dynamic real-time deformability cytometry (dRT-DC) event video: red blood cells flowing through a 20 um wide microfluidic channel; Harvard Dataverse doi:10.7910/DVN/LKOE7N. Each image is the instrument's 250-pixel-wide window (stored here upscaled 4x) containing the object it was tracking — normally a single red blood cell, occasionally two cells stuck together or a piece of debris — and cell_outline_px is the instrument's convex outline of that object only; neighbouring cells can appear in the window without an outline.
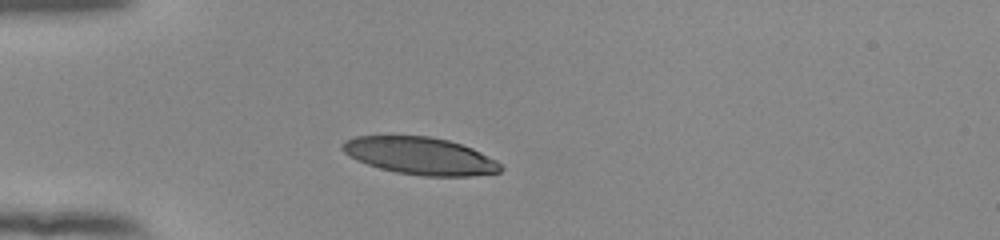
{"species": "human", "species_latin": "Homo sapiens", "temperature_condition": "room temperature", "stored_images_in_passage": 39, "camera_frame_rate_fps": 3000, "um_per_image_px": 0.085, "donor": {"sex": "female"}, "frame": {"image": 1, "passage_image": 1, "time_ms": 0.0, "image_size_px": [1000, 240], "cell_outline_px": [[504, 168], [500, 172], [472, 176], [424, 176], [396, 172], [380, 168], [356, 160], [344, 152], [340, 148], [340, 144], [344, 140], [356, 136], [432, 136], [448, 140], [472, 148], [496, 160]], "centroid_in_image_um": [35.7, 13.25], "position_along_channel_um": 49.3, "area_um2": 34.45}}
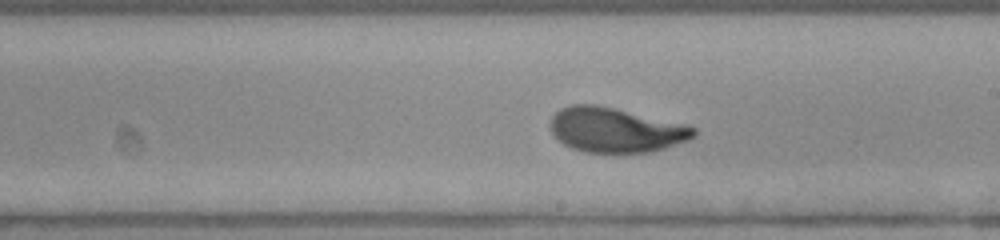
{"frame": {"image": 2, "passage_image": 17, "time_ms": 5.333, "image_size_px": [1000, 240], "cell_outline_px": [[696, 136], [688, 140], [664, 148], [648, 152], [584, 152], [572, 148], [564, 144], [552, 132], [552, 116], [560, 108], [572, 104], [596, 104], [688, 124], [696, 128]], "centroid_in_image_um": [52.37, 11.03], "position_along_channel_um": 236.6, "area_um2": 37.22}}
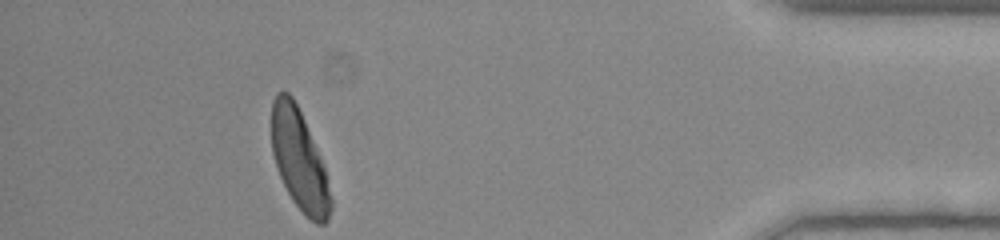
{"frame": {"image": 3, "passage_image": 34, "time_ms": 11.0, "image_size_px": [1000, 240], "cell_outline_px": [[332, 208], [328, 220], [324, 224], [316, 224], [292, 200], [280, 176], [272, 152], [272, 100], [276, 92], [288, 92], [292, 96], [304, 120], [324, 164], [332, 200]], "centroid_in_image_um": [25.45, 13.6], "position_along_channel_um": 409.8, "area_um2": 34.22}, "authors_computed_cell_mechanics": {"area_um2": 36.8764, "velocity_mm_per_s": 3.9025, "shape_relaxation_time_tau1_ms": 3.7244, "shape_relaxation_time_tau2_ms": null, "deformation_change_tau1": 0.1853, "deformation_change_tau2": null}}